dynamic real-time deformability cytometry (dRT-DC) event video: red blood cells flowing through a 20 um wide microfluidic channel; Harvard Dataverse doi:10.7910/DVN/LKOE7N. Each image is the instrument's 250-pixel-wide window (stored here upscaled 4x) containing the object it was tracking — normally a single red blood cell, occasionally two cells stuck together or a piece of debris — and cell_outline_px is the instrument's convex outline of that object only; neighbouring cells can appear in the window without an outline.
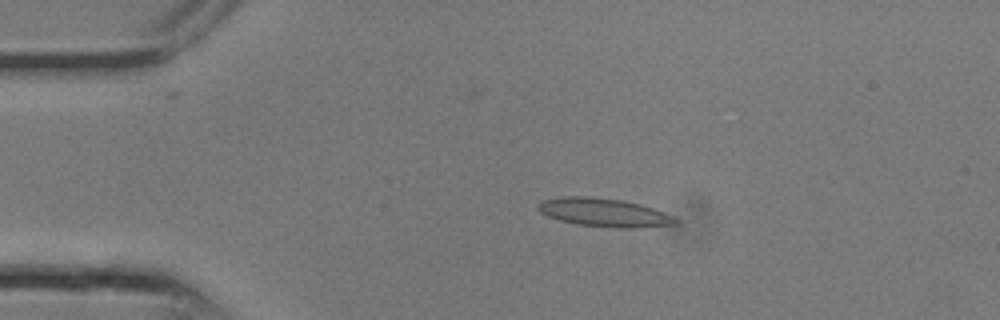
{"species": "common noctule bat (a hibernating species)", "species_latin": "Nyctalus noctula", "temperature_condition": "room temperature", "stored_images_in_passage": 12, "camera_frame_rate_fps": 3000, "um_per_image_px": 0.085, "animal": {"sex": "male", "body_mass_g": 13.3}, "frame": {"image": 1, "passage_image": 4, "time_ms": 1.0, "image_size_px": [1000, 320], "cell_outline_px": [[680, 224], [632, 228], [624, 228], [580, 224], [560, 220], [548, 216], [540, 212], [540, 204], [544, 200], [560, 196], [588, 196], [620, 200], [640, 204], [652, 208], [672, 216], [680, 220]], "centroid_in_image_um": [51.39, 18.06], "position_along_channel_um": 33.6, "area_um2": 22.31}}
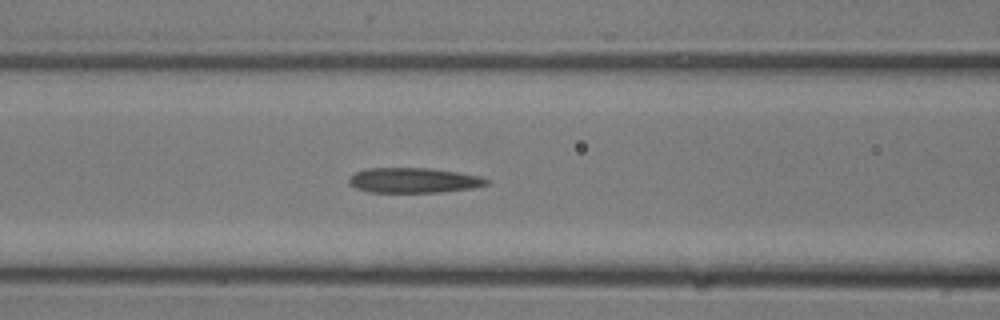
{"frame": {"image": 2, "passage_image": 9, "time_ms": 2.667, "image_size_px": [1000, 320], "cell_outline_px": [[488, 184], [472, 188], [440, 192], [368, 192], [356, 188], [348, 184], [348, 176], [356, 172], [368, 168], [428, 168], [456, 172], [480, 176], [488, 180]], "centroid_in_image_um": [35.1, 15.33], "position_along_channel_um": 131.5, "area_um2": 20.06}}
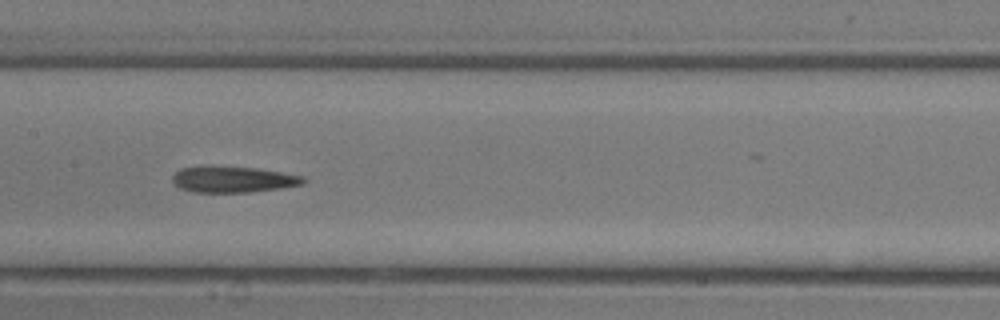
{"frame": {"image": 3, "passage_image": 11, "time_ms": 3.333, "image_size_px": [1000, 320], "cell_outline_px": [[308, 180], [304, 184], [280, 188], [248, 192], [192, 192], [180, 188], [172, 180], [172, 176], [180, 168], [200, 164], [256, 168], [304, 176]], "centroid_in_image_um": [19.77, 15.22], "position_along_channel_um": 187.6, "area_um2": 20.35}}